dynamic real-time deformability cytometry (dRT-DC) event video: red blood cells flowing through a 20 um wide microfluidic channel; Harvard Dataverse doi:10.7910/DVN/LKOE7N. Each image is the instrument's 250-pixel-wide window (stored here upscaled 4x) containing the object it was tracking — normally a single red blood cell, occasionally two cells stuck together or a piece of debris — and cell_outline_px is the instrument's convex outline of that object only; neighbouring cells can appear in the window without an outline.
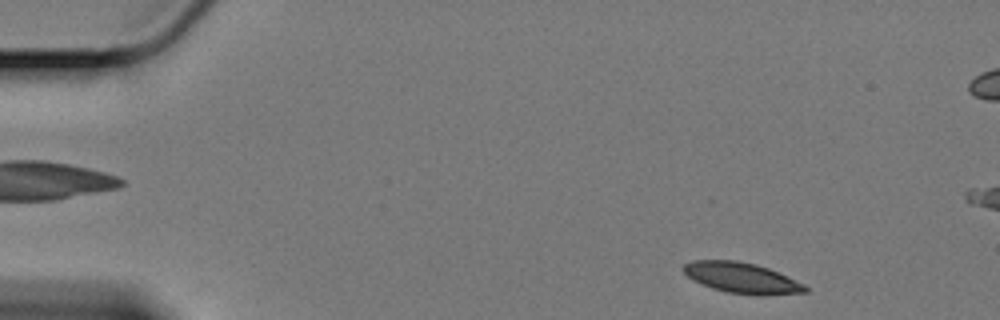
{"species": "Egyptian fruit bat (a non-hibernating species)", "species_latin": "Rousettus aegyptiacus", "temperature_condition": "cold", "stored_images_in_passage": 55, "camera_frame_rate_fps": 3000, "um_per_image_px": 0.085, "animal": {"sex": "female"}, "frame": {"image": 1, "passage_image": 2, "time_ms": 0.333, "image_size_px": [1000, 320], "cell_outline_px": [[808, 292], [768, 296], [756, 296], [728, 292], [712, 288], [692, 280], [680, 268], [684, 264], [692, 260], [736, 260], [756, 264], [768, 268], [804, 284], [808, 288]], "centroid_in_image_um": [63.04, 23.63], "position_along_channel_um": 22.0, "area_um2": 21.96}}
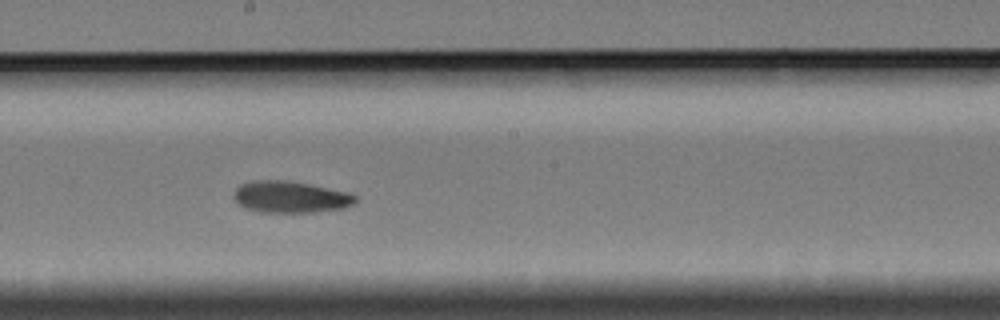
{"frame": {"image": 2, "passage_image": 28, "time_ms": 9.0, "image_size_px": [1000, 320], "cell_outline_px": [[356, 204], [344, 208], [316, 212], [260, 212], [244, 208], [236, 204], [232, 196], [232, 192], [240, 184], [252, 180], [284, 180], [308, 184], [352, 192], [356, 196]], "centroid_in_image_um": [24.67, 16.74], "position_along_channel_um": 223.5, "area_um2": 22.89}}
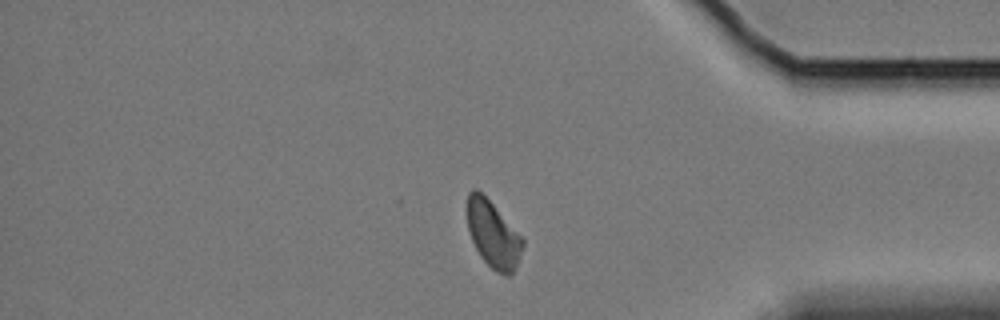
{"frame": {"image": 3, "passage_image": 45, "time_ms": 14.667, "image_size_px": [1000, 320], "cell_outline_px": [[524, 244], [516, 268], [508, 276], [504, 276], [496, 272], [480, 256], [472, 240], [468, 228], [468, 192], [472, 188], [476, 188], [492, 204], [524, 240]], "centroid_in_image_um": [41.91, 19.96], "position_along_channel_um": 393.3, "area_um2": 21.04}, "authors_computed_cell_mechanics": {"area_um2": 22.0796, "velocity_mm_per_s": 3.3537, "shape_relaxation_time_tau1_ms": 6.7516, "shape_relaxation_time_tau2_ms": 6.8666, "deformation_change_tau1": 0.1226, "deformation_change_tau2": 0.1136}}